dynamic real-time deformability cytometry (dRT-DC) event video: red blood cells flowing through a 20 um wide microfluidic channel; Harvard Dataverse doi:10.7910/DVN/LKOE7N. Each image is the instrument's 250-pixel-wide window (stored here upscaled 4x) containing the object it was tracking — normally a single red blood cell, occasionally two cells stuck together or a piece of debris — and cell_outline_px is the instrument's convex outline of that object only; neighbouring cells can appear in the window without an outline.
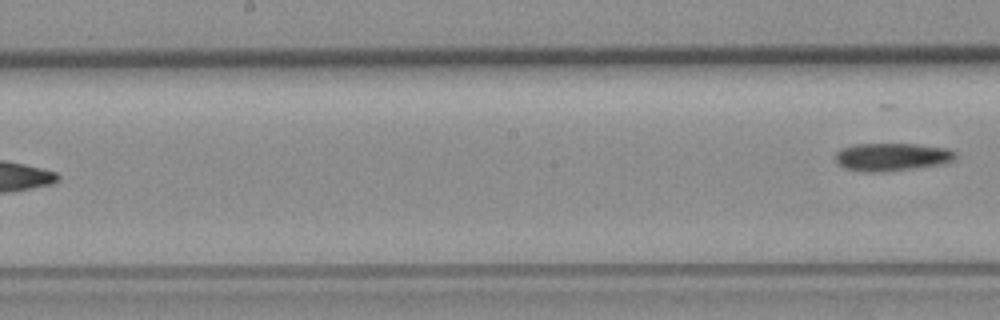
{"species": "common noctule bat (a hibernating species)", "species_latin": "Nyctalus noctula", "temperature_condition": "room temperature", "stored_images_in_passage": 6, "segment_of_instrument_passage": [2, 2], "camera_frame_rate_fps": 3000, "um_per_image_px": 0.085, "animal": {"sex": "female", "body_mass_g": 19.3, "forearm_length_mm": 54.1}, "frame": {"image": 1, "passage_image": 6, "time_ms": 6.0, "image_size_px": [1000, 320], "cell_outline_px": [[960, 156], [956, 160], [944, 164], [880, 172], [868, 172], [844, 168], [836, 160], [836, 152], [844, 148], [856, 144], [916, 144], [948, 148], [956, 152]], "centroid_in_image_um": [75.9, 13.33], "position_along_channel_um": 172.3, "area_um2": 19.54}}